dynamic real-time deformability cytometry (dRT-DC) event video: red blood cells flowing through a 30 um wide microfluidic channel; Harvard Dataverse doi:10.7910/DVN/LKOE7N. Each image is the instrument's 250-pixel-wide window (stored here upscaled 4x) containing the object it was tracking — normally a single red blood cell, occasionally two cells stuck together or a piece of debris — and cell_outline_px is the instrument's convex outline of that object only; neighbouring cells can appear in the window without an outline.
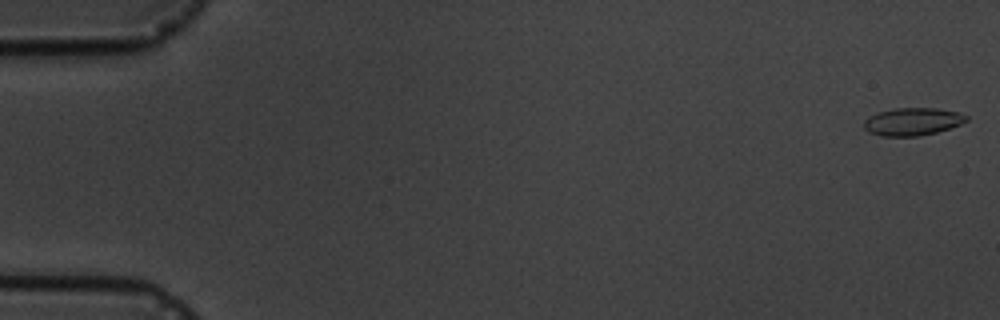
{"species": "common noctule bat (a hibernating species)", "species_latin": "Nyctalus noctula", "temperature_condition": "cold", "stored_images_in_passage": 11, "camera_frame_rate_fps": 3000, "um_per_image_px": 0.085, "animal": {"sex": "male", "body_mass_g": 19.5, "forearm_length_mm": 54.6}, "frame": {"image": 1, "passage_image": 1, "time_ms": 0.0, "image_size_px": [1000, 320], "cell_outline_px": [[968, 120], [960, 124], [936, 132], [920, 136], [884, 136], [868, 132], [864, 128], [864, 120], [880, 112], [896, 108], [936, 108], [960, 112], [968, 116]], "centroid_in_image_um": [77.59, 10.33], "position_along_channel_um": 7.4, "area_um2": 16.36}}
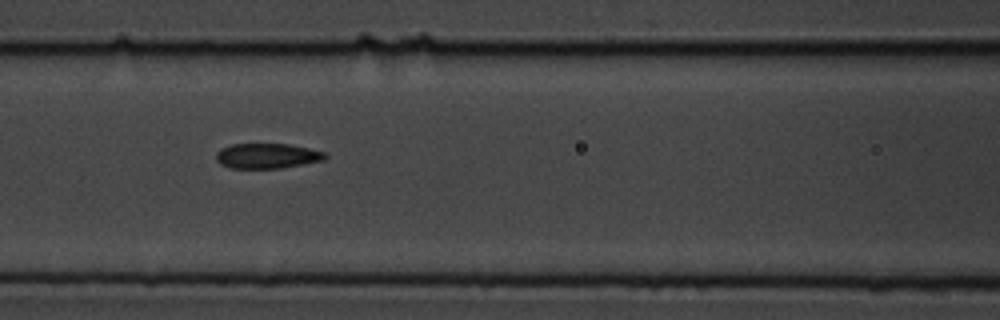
{"frame": {"image": 2, "passage_image": 8, "time_ms": 8.0, "image_size_px": [1000, 320], "cell_outline_px": [[328, 156], [324, 160], [280, 168], [228, 168], [220, 164], [216, 160], [216, 152], [220, 148], [232, 144], [288, 144], [308, 148], [324, 152]], "centroid_in_image_um": [22.66, 13.25], "position_along_channel_um": 143.9, "area_um2": 15.95}}
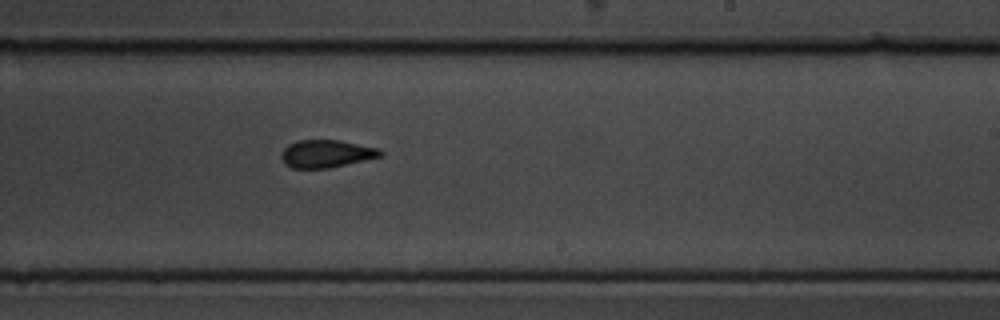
{"frame": {"image": 3, "passage_image": 11, "time_ms": 11.333, "image_size_px": [1000, 320], "cell_outline_px": [[384, 156], [328, 168], [292, 168], [284, 164], [280, 156], [280, 152], [288, 144], [296, 140], [336, 140], [380, 148], [384, 152]], "centroid_in_image_um": [27.73, 13.06], "position_along_channel_um": 261.3, "area_um2": 16.13}}